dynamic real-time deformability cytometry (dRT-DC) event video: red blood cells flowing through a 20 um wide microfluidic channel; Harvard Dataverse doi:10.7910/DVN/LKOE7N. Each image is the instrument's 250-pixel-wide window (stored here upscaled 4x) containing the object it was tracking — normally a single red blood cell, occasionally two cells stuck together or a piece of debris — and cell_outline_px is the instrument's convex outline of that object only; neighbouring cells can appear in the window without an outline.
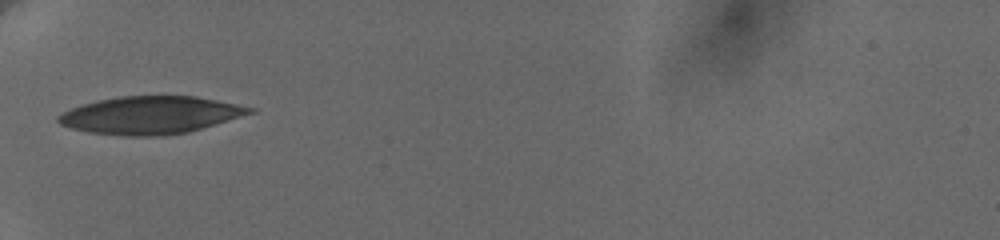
{"species": "human", "species_latin": "Homo sapiens", "temperature_condition": "cold", "stored_images_in_passage": 6, "camera_frame_rate_fps": 3000, "um_per_image_px": 0.085, "donor": {"sex": "female"}, "frame": {"image": 1, "passage_image": 1, "time_ms": 0.0, "image_size_px": [1000, 240], "cell_outline_px": [[256, 112], [188, 132], [156, 136], [124, 136], [88, 132], [72, 128], [60, 124], [56, 120], [56, 116], [72, 108], [96, 100], [120, 96], [196, 96], [256, 108]], "centroid_in_image_um": [12.78, 9.78], "position_along_channel_um": 72.2, "area_um2": 41.79}}
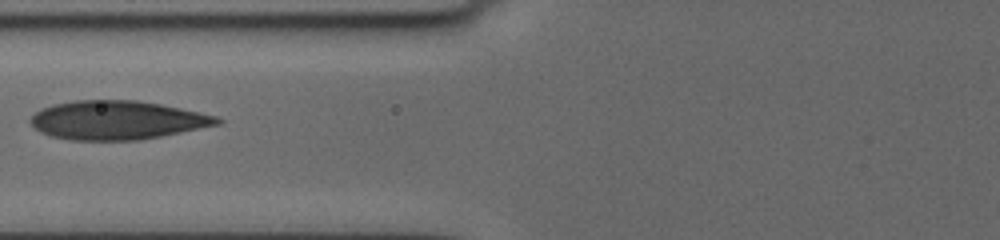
{"frame": {"image": 2, "passage_image": 3, "time_ms": 1.333, "image_size_px": [1000, 240], "cell_outline_px": [[224, 120], [220, 124], [160, 136], [136, 140], [72, 140], [52, 136], [40, 132], [28, 120], [36, 112], [52, 104], [76, 100], [136, 100], [160, 104], [180, 108], [216, 116]], "centroid_in_image_um": [9.94, 10.21], "position_along_channel_um": 115.9, "area_um2": 41.85}}
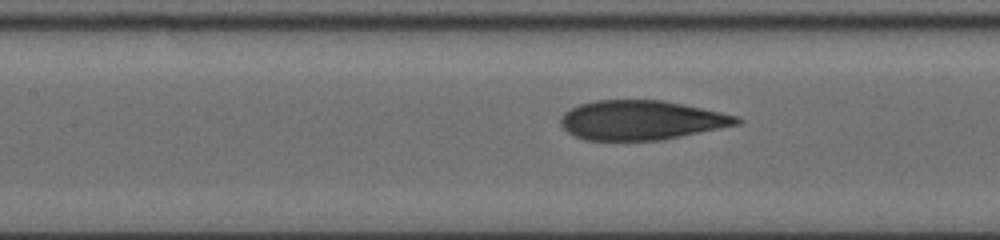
{"frame": {"image": 3, "passage_image": 5, "time_ms": 2.333, "image_size_px": [1000, 240], "cell_outline_px": [[744, 120], [740, 124], [656, 140], [584, 140], [568, 132], [560, 124], [560, 116], [564, 112], [580, 104], [596, 100], [664, 100], [720, 112], [736, 116]], "centroid_in_image_um": [54.47, 10.2], "position_along_channel_um": 152.9, "area_um2": 40.0}}